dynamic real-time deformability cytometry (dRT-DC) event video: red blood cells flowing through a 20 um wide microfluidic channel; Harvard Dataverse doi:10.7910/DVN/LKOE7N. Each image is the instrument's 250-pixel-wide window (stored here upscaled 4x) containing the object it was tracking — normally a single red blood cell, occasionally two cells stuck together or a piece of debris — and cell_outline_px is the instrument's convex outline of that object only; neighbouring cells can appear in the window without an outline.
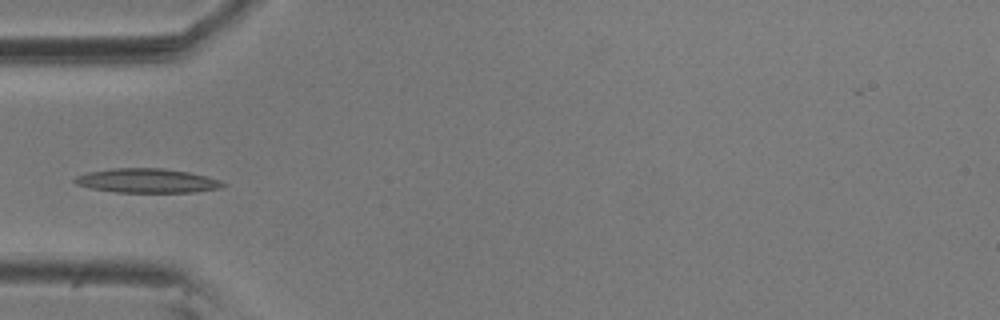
{"species": "common noctule bat (a hibernating species)", "species_latin": "Nyctalus noctula", "temperature_condition": "room temperature", "stored_images_in_passage": 8, "camera_frame_rate_fps": 3000, "um_per_image_px": 0.085, "animal": {"sex": "male", "body_mass_g": 20.5, "forearm_length_mm": 52.5}, "frame": {"image": 1, "passage_image": 5, "time_ms": 1.333, "image_size_px": [1000, 320], "cell_outline_px": [[228, 184], [220, 188], [196, 192], [116, 192], [92, 188], [76, 184], [72, 180], [76, 176], [88, 172], [112, 168], [164, 168], [188, 172], [220, 180]], "centroid_in_image_um": [12.5, 15.36], "position_along_channel_um": 72.5, "area_um2": 20.87}}
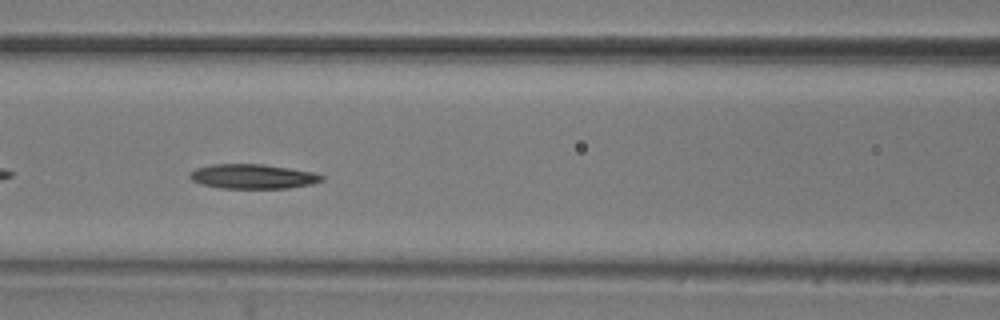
{"frame": {"image": 2, "passage_image": 7, "time_ms": 2.0, "image_size_px": [1000, 320], "cell_outline_px": [[324, 180], [312, 184], [288, 188], [220, 188], [200, 184], [192, 180], [188, 176], [196, 168], [212, 164], [260, 164], [288, 168], [312, 172], [324, 176]], "centroid_in_image_um": [21.48, 15.0], "position_along_channel_um": 145.1, "area_um2": 18.79}}
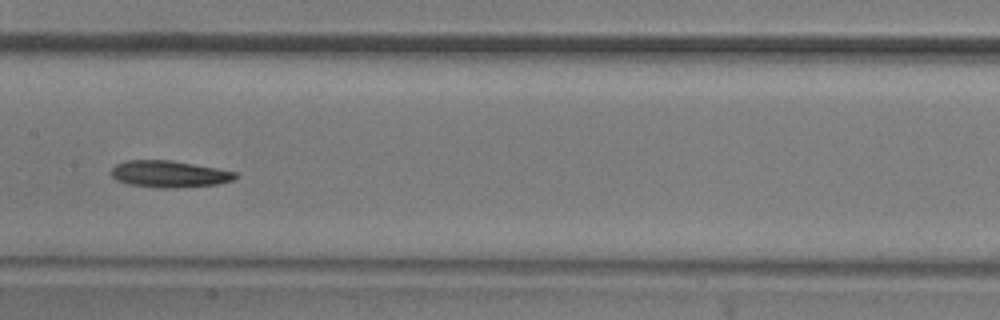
{"frame": {"image": 3, "passage_image": 8, "time_ms": 2.333, "image_size_px": [1000, 320], "cell_outline_px": [[240, 176], [232, 180], [216, 184], [176, 188], [160, 188], [128, 184], [116, 180], [112, 176], [112, 168], [116, 164], [128, 160], [168, 160], [216, 168], [236, 172]], "centroid_in_image_um": [14.38, 14.8], "position_along_channel_um": 193.0, "area_um2": 19.19}}